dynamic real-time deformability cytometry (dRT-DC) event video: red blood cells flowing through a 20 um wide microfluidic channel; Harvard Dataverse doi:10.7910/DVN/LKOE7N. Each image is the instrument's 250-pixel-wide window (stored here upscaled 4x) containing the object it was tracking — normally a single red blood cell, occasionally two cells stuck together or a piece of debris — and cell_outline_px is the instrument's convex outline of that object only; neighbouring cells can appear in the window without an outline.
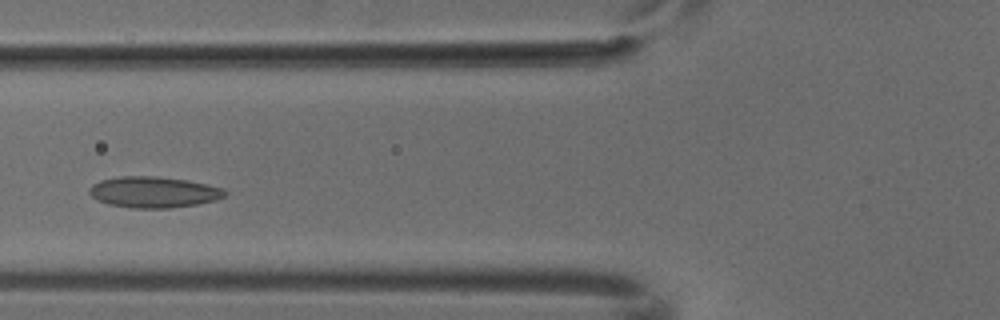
{"species": "common noctule bat (a hibernating species)", "species_latin": "Nyctalus noctula", "temperature_condition": "cold", "stored_images_in_passage": 6, "camera_frame_rate_fps": 3000, "um_per_image_px": 0.085, "animal": {"sex": "male", "body_mass_g": 18.8}, "frame": {"image": 1, "passage_image": 6, "time_ms": 1.667, "image_size_px": [1000, 320], "cell_outline_px": [[228, 192], [224, 196], [216, 200], [196, 204], [172, 208], [132, 208], [108, 204], [96, 200], [88, 192], [88, 188], [92, 184], [100, 180], [120, 176], [160, 176], [184, 180], [224, 188]], "centroid_in_image_um": [13.02, 16.33], "position_along_channel_um": 112.8, "area_um2": 24.62}}